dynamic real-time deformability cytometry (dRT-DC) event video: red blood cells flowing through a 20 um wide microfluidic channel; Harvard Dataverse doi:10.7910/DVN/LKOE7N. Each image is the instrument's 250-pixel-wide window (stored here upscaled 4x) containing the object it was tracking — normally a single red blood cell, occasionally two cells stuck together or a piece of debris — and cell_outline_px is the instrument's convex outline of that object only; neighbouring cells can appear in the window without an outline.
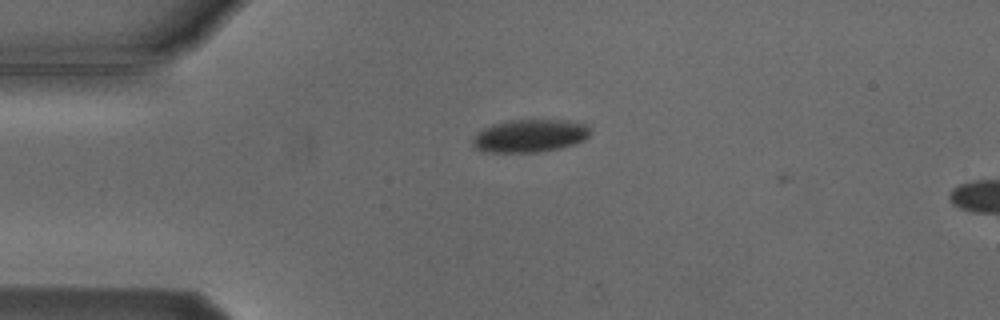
{"species": "Egyptian fruit bat (a non-hibernating species)", "species_latin": "Rousettus aegyptiacus", "temperature_condition": "cold", "stored_images_in_passage": 3, "segment_of_instrument_passage": [1, 2], "camera_frame_rate_fps": 3000, "um_per_image_px": 0.085, "animal": {"sex": "male"}, "frame": {"image": 1, "passage_image": 1, "time_ms": 0.0, "image_size_px": [1000, 320], "cell_outline_px": [[592, 132], [584, 140], [560, 148], [536, 152], [492, 152], [476, 148], [472, 144], [472, 136], [484, 128], [492, 124], [508, 120], [568, 120], [588, 124]], "centroid_in_image_um": [45.06, 11.53], "position_along_channel_um": 39.9, "area_um2": 22.54}}